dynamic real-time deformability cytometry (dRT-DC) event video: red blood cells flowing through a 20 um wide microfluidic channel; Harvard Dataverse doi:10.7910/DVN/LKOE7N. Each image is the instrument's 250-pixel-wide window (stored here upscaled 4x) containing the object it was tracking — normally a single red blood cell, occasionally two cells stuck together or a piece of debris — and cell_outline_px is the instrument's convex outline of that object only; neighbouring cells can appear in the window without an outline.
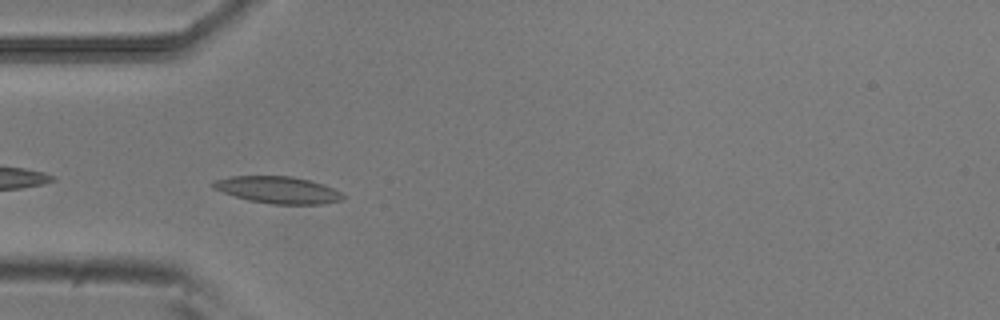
{"species": "common noctule bat (a hibernating species)", "species_latin": "Nyctalus noctula", "temperature_condition": "room temperature", "stored_images_in_passage": 27, "camera_frame_rate_fps": 3000, "um_per_image_px": 0.085, "animal": {"sex": "male", "body_mass_g": 20.5, "forearm_length_mm": 52.5}, "frame": {"image": 1, "passage_image": 2, "time_ms": 0.333, "image_size_px": [1000, 320], "cell_outline_px": [[344, 196], [340, 200], [324, 204], [272, 204], [248, 200], [212, 188], [212, 180], [232, 176], [292, 176], [324, 184], [340, 192]], "centroid_in_image_um": [23.6, 16.14], "position_along_channel_um": 61.4, "area_um2": 20.23}}
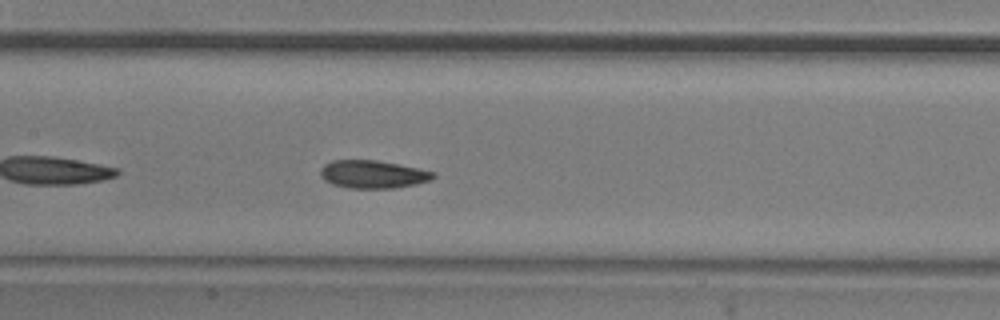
{"frame": {"image": 2, "passage_image": 11, "time_ms": 3.333, "image_size_px": [1000, 320], "cell_outline_px": [[436, 176], [432, 180], [416, 184], [396, 188], [348, 188], [332, 184], [324, 180], [320, 176], [320, 168], [324, 164], [332, 160], [376, 160], [420, 168], [436, 172]], "centroid_in_image_um": [31.71, 14.81], "position_along_channel_um": 175.7, "area_um2": 18.61}}
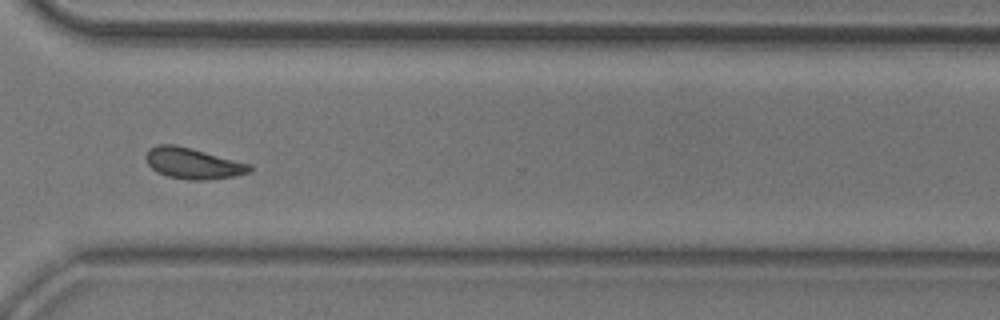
{"frame": {"image": 3, "passage_image": 25, "time_ms": 8.0, "image_size_px": [1000, 320], "cell_outline_px": [[252, 172], [236, 176], [208, 180], [188, 180], [168, 176], [156, 172], [148, 164], [144, 156], [148, 148], [156, 144], [172, 144], [252, 164]], "centroid_in_image_um": [16.39, 13.9], "position_along_channel_um": 354.2, "area_um2": 18.79}, "authors_computed_cell_mechanics": {"area_um2": 18.5538, "velocity_mm_per_s": 3.8369, "shape_relaxation_time_tau1_ms": 4.2238, "shape_relaxation_time_tau2_ms": 2.5707, "deformation_change_tau1": 0.1267, "deformation_change_tau2": 0.0703}}